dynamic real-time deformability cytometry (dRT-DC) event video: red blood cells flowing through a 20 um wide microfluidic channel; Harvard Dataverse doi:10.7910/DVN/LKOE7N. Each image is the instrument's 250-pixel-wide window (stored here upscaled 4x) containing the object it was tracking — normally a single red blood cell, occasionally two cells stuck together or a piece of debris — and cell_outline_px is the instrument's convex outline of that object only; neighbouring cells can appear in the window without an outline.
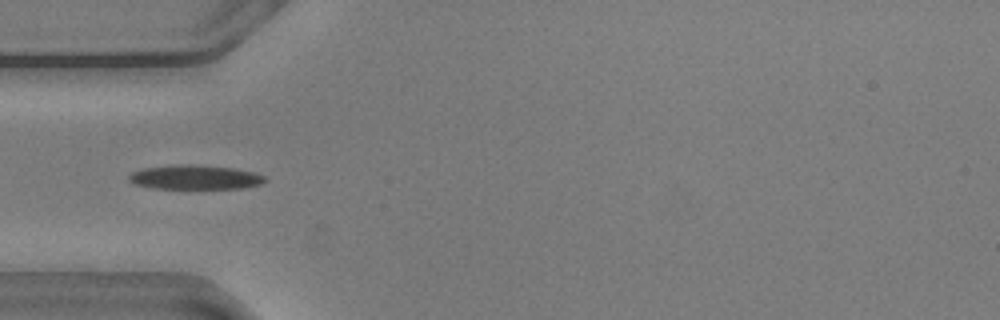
{"species": "common noctule bat (a hibernating species)", "species_latin": "Nyctalus noctula", "temperature_condition": "warm", "stored_images_in_passage": 11, "camera_frame_rate_fps": 3000, "um_per_image_px": 0.085, "animal": {"sex": "male", "body_mass_g": 20.5, "forearm_length_mm": 52.5}, "frame": {"image": 1, "passage_image": 1, "time_ms": 0.0, "image_size_px": [1000, 320], "cell_outline_px": [[268, 180], [260, 184], [240, 188], [152, 188], [132, 184], [128, 180], [128, 176], [132, 172], [144, 168], [180, 164], [188, 164], [232, 168], [252, 172], [264, 176]], "centroid_in_image_um": [16.53, 15.07], "position_along_channel_um": 68.5, "area_um2": 19.07}}